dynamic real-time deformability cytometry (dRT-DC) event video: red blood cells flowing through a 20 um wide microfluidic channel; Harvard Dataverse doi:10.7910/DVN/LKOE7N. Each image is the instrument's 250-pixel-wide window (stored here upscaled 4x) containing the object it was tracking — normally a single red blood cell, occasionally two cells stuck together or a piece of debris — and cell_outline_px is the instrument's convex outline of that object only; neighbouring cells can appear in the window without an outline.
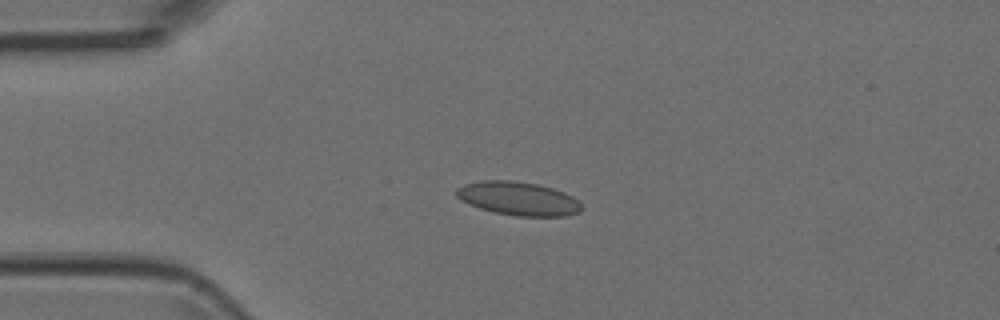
{"species": "Egyptian fruit bat (a non-hibernating species)", "species_latin": "Rousettus aegyptiacus", "temperature_condition": "room temperature", "stored_images_in_passage": 4, "camera_frame_rate_fps": 3000, "um_per_image_px": 0.085, "animal": {"sex": "female"}, "frame": {"image": 1, "passage_image": 3, "time_ms": 0.667, "image_size_px": [1000, 320], "cell_outline_px": [[580, 212], [564, 216], [516, 216], [496, 212], [480, 208], [460, 200], [456, 196], [456, 188], [464, 184], [480, 180], [512, 180], [536, 184], [552, 188], [564, 192], [572, 196], [580, 204]], "centroid_in_image_um": [44.01, 16.87], "position_along_channel_um": 41.0, "area_um2": 24.33}}